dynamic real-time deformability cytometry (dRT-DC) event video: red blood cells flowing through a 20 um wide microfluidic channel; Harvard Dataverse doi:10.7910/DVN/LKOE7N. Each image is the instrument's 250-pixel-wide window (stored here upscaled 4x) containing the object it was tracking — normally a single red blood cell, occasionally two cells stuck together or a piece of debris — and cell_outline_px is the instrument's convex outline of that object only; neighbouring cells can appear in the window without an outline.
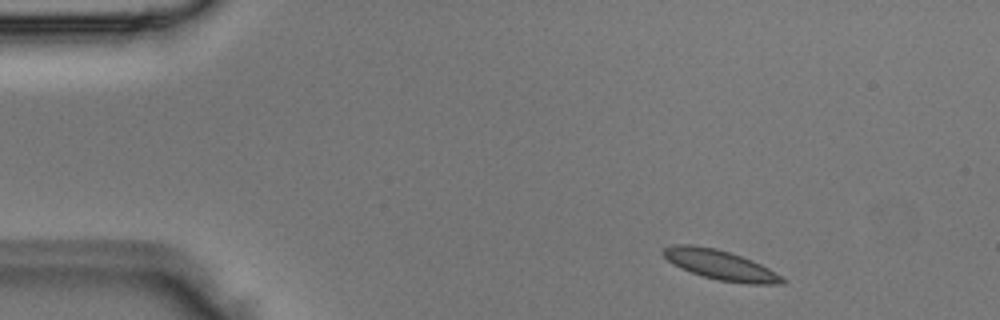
{"species": "Egyptian fruit bat (a non-hibernating species)", "species_latin": "Rousettus aegyptiacus", "temperature_condition": "room temperature", "stored_images_in_passage": 2, "segment_of_instrument_passage": [2, 2], "camera_frame_rate_fps": 3000, "um_per_image_px": 0.085, "animal": {"sex": "male"}, "frame": {"image": 1, "passage_image": 2, "time_ms": 0.333, "image_size_px": [1000, 320], "cell_outline_px": [[788, 284], [748, 284], [716, 280], [680, 268], [672, 264], [660, 252], [664, 248], [672, 244], [692, 244], [716, 248], [752, 260], [784, 276], [788, 280]], "centroid_in_image_um": [61.26, 22.53], "position_along_channel_um": 23.7, "area_um2": 20.87}}